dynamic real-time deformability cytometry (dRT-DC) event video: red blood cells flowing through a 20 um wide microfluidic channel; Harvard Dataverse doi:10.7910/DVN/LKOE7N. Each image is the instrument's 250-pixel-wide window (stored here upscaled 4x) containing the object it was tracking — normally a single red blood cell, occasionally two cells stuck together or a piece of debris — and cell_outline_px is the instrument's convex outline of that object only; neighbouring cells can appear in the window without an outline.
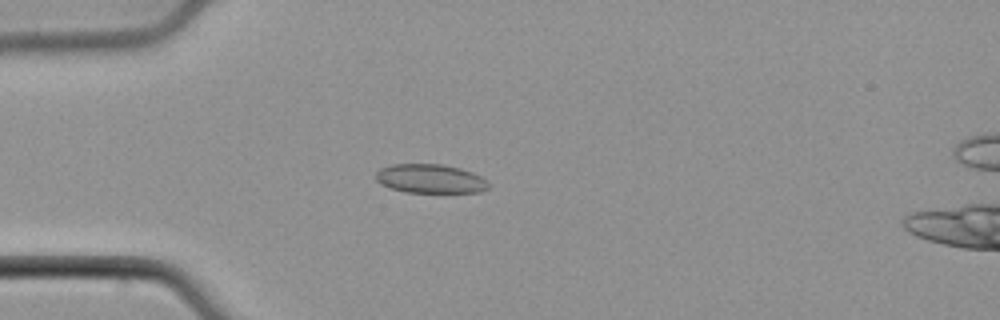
{"species": "common noctule bat (a hibernating species)", "species_latin": "Nyctalus noctula", "temperature_condition": "cold", "stored_images_in_passage": 39, "camera_frame_rate_fps": 3000, "um_per_image_px": 0.085, "animal": {"sex": "male", "body_mass_g": 21.5, "forearm_length_mm": 52.0}, "frame": {"image": 1, "passage_image": 3, "time_ms": 0.667, "image_size_px": [1000, 320], "cell_outline_px": [[488, 188], [480, 192], [404, 192], [392, 188], [376, 180], [376, 172], [380, 168], [392, 164], [440, 164], [460, 168], [472, 172], [488, 180]], "centroid_in_image_um": [36.59, 15.18], "position_along_channel_um": 48.4, "area_um2": 18.9}}
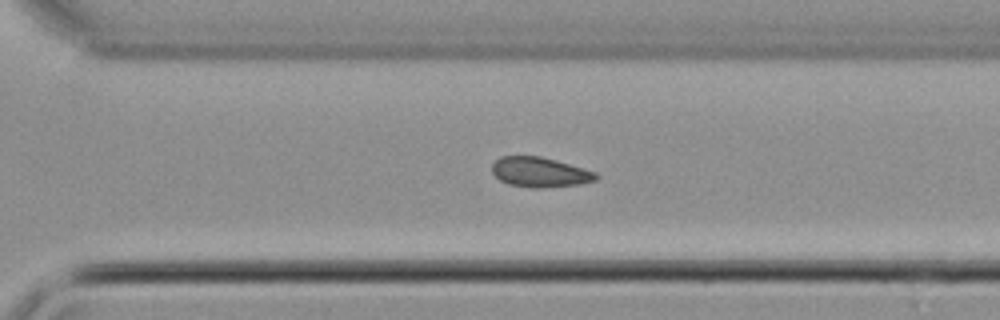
{"frame": {"image": 2, "passage_image": 24, "time_ms": 7.667, "image_size_px": [1000, 320], "cell_outline_px": [[600, 176], [596, 180], [580, 184], [544, 188], [532, 188], [508, 184], [500, 180], [492, 172], [492, 164], [500, 156], [540, 156], [556, 160], [584, 168], [596, 172]], "centroid_in_image_um": [45.9, 14.64], "position_along_channel_um": 324.7, "area_um2": 18.26}}
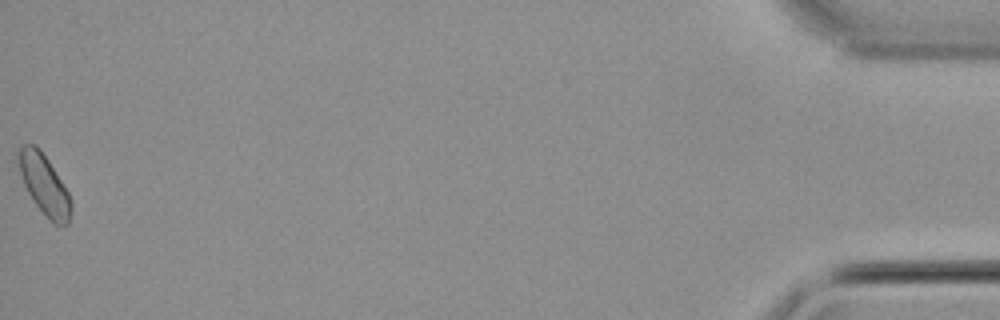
{"frame": {"image": 3, "passage_image": 39, "time_ms": 12.667, "image_size_px": [1000, 320], "cell_outline_px": [[72, 208], [68, 224], [56, 224], [36, 204], [28, 192], [12, 160], [20, 144], [32, 144], [40, 148], [48, 160], [68, 192], [72, 200]], "centroid_in_image_um": [3.67, 15.58], "position_along_channel_um": 431.5, "area_um2": 18.67}}